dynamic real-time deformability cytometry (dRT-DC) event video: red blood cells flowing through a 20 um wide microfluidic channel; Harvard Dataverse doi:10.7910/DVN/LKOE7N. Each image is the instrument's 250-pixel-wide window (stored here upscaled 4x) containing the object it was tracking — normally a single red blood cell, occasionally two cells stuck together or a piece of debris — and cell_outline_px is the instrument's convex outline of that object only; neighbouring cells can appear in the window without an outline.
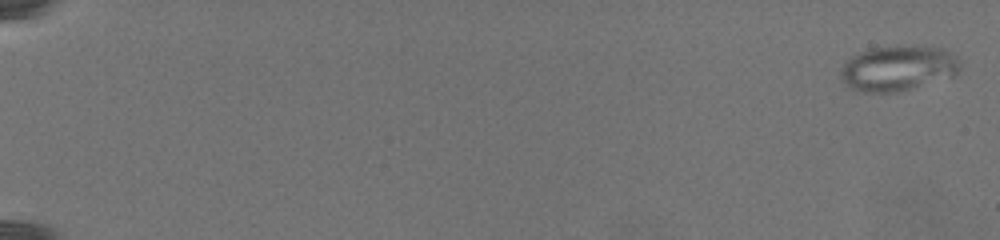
{"species": "common noctule bat (a hibernating species)", "species_latin": "Nyctalus noctula", "temperature_condition": "warm", "stored_images_in_passage": 58, "camera_frame_rate_fps": 3000, "um_per_image_px": 0.085, "animal": {"sex": "female", "body_mass_g": 19.5, "forearm_length_mm": 54.1}, "frame": {"image": 1, "passage_image": 1, "time_ms": 0.0, "image_size_px": [1000, 240], "cell_outline_px": [[960, 68], [952, 76], [908, 88], [888, 92], [864, 92], [840, 80], [840, 72], [844, 64], [848, 60], [872, 48], [944, 48], [956, 60]], "centroid_in_image_um": [76.29, 5.83], "position_along_channel_um": 8.7, "area_um2": 29.48}}
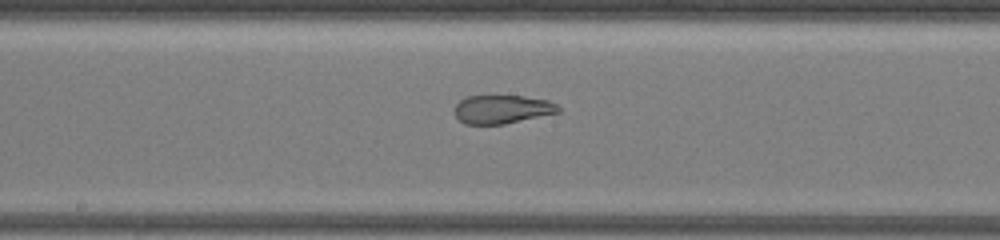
{"frame": {"image": 2, "passage_image": 34, "time_ms": 15.0, "image_size_px": [1000, 240], "cell_outline_px": [[560, 112], [504, 124], [464, 124], [456, 116], [452, 108], [464, 96], [524, 96], [548, 100], [556, 104], [560, 108]], "centroid_in_image_um": [42.65, 9.28], "position_along_channel_um": 205.6, "area_um2": 17.34}}
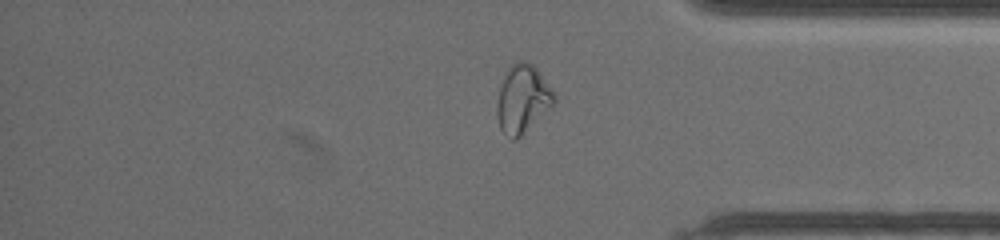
{"frame": {"image": 3, "passage_image": 50, "time_ms": 22.0, "image_size_px": [1000, 240], "cell_outline_px": [[556, 100], [516, 140], [512, 140], [500, 128], [496, 112], [496, 104], [500, 88], [504, 76], [508, 68], [512, 64], [520, 60], [524, 60], [532, 64], [536, 68], [556, 96]], "centroid_in_image_um": [44.38, 8.39], "position_along_channel_um": 390.8, "area_um2": 22.02}}